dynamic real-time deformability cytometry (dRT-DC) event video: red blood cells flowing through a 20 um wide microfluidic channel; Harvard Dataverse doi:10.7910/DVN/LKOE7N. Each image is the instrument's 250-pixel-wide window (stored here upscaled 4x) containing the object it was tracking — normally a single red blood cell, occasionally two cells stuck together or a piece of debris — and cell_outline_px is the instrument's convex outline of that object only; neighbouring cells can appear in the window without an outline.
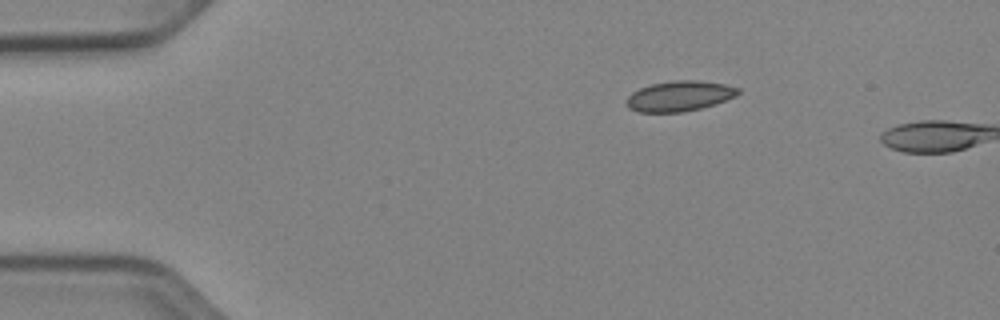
{"species": "Egyptian fruit bat (a non-hibernating species)", "species_latin": "Rousettus aegyptiacus", "temperature_condition": "cold", "stored_images_in_passage": 2, "camera_frame_rate_fps": 3000, "um_per_image_px": 0.085, "animal": {"sex": "female"}, "frame": {"image": 1, "passage_image": 1, "time_ms": 0.0, "image_size_px": [1000, 320], "cell_outline_px": [[740, 92], [736, 96], [716, 104], [700, 108], [680, 112], [636, 112], [628, 108], [624, 100], [632, 92], [640, 88], [652, 84], [672, 80], [700, 80], [724, 84], [740, 88]], "centroid_in_image_um": [57.74, 8.16], "position_along_channel_um": 27.3, "area_um2": 19.88}}